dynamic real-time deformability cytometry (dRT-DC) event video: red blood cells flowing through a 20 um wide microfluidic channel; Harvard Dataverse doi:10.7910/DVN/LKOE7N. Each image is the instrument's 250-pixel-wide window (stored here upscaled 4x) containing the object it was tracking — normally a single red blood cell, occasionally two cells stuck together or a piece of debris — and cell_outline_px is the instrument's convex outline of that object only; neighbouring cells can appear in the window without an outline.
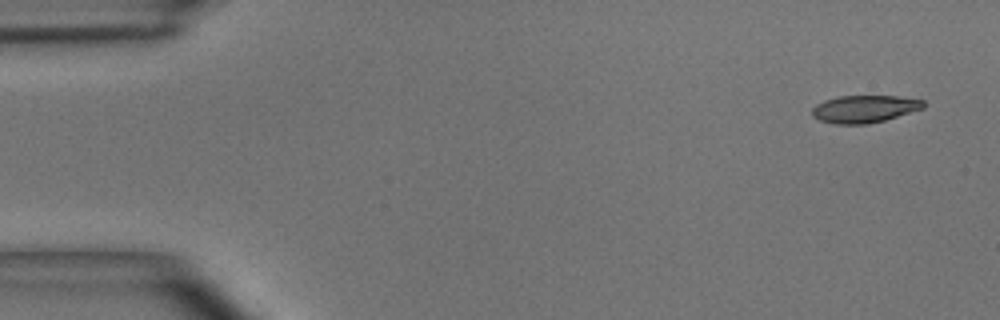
{"species": "common noctule bat (a hibernating species)", "species_latin": "Nyctalus noctula", "temperature_condition": "room temperature", "stored_images_in_passage": 4, "camera_frame_rate_fps": 3000, "um_per_image_px": 0.085, "animal": {"sex": "male", "body_mass_g": 15.6}, "frame": {"image": 1, "passage_image": 1, "time_ms": 0.0, "image_size_px": [1000, 320], "cell_outline_px": [[924, 108], [884, 120], [868, 124], [836, 124], [820, 120], [812, 116], [812, 108], [816, 104], [824, 100], [836, 96], [900, 96], [924, 100]], "centroid_in_image_um": [73.46, 9.25], "position_along_channel_um": 11.5, "area_um2": 17.8}}
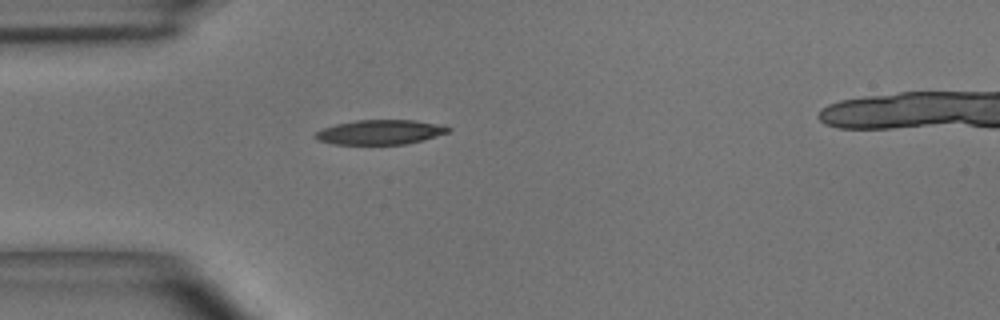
{"frame": {"image": 2, "passage_image": 4, "time_ms": 1.0, "image_size_px": [1000, 320], "cell_outline_px": [[452, 128], [448, 132], [424, 140], [408, 144], [332, 144], [316, 140], [312, 136], [316, 132], [324, 128], [336, 124], [356, 120], [412, 120], [440, 124]], "centroid_in_image_um": [32.3, 11.24], "position_along_channel_um": 52.7, "area_um2": 19.13}}